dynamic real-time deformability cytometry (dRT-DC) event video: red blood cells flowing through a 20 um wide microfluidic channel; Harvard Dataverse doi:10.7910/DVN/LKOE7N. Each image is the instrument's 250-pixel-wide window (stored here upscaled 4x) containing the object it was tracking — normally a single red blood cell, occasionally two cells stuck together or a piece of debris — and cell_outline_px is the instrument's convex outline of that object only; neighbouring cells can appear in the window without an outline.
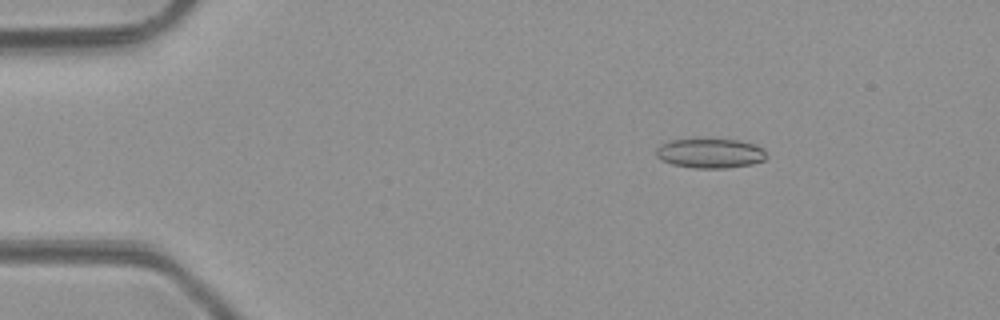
{"species": "common noctule bat (a hibernating species)", "species_latin": "Nyctalus noctula", "temperature_condition": "room temperature", "stored_images_in_passage": 3, "camera_frame_rate_fps": 3000, "um_per_image_px": 0.085, "animal": {"sex": "male", "body_mass_g": 23.1, "forearm_length_mm": 52.7}, "frame": {"image": 1, "passage_image": 2, "time_ms": 1.0, "image_size_px": [1000, 320], "cell_outline_px": [[768, 156], [764, 160], [752, 164], [728, 168], [696, 168], [672, 164], [660, 160], [656, 156], [656, 148], [660, 144], [668, 140], [708, 136], [740, 140], [764, 148]], "centroid_in_image_um": [60.35, 12.97], "position_along_channel_um": 24.7, "area_um2": 20.06}}